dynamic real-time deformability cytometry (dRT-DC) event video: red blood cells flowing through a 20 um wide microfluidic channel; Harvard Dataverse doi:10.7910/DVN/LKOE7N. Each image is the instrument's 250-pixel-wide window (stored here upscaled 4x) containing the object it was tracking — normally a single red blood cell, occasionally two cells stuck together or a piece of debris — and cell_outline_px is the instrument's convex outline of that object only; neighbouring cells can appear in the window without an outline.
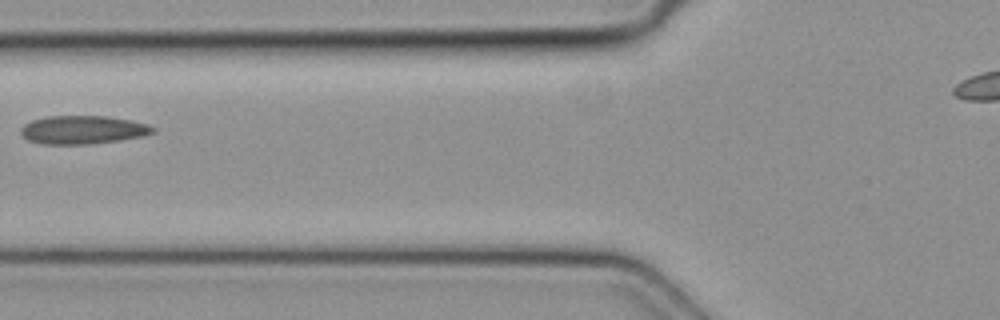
{"species": "common noctule bat (a hibernating species)", "species_latin": "Nyctalus noctula", "temperature_condition": "cold", "stored_images_in_passage": 3, "camera_frame_rate_fps": 3000, "um_per_image_px": 0.085, "animal": {"sex": "female", "body_mass_g": 19.3, "forearm_length_mm": 54.1}, "frame": {"image": 1, "passage_image": 3, "time_ms": 0.667, "image_size_px": [1000, 320], "cell_outline_px": [[156, 132], [144, 136], [120, 140], [84, 144], [40, 144], [28, 140], [20, 132], [20, 128], [24, 124], [32, 120], [44, 116], [108, 116], [132, 120], [148, 124], [156, 128]], "centroid_in_image_um": [7.06, 11.02], "position_along_channel_um": 118.7, "area_um2": 22.02}}